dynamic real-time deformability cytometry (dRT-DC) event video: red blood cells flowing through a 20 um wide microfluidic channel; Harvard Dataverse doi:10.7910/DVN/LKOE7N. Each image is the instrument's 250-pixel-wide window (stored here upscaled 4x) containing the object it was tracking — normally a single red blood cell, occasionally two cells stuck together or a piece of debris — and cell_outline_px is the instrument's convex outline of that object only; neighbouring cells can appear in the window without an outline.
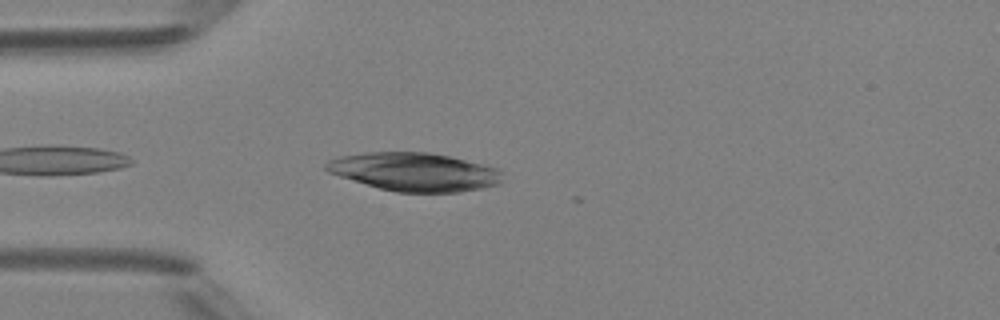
{"species": "Egyptian fruit bat (a non-hibernating species)", "species_latin": "Rousettus aegyptiacus", "temperature_condition": "room temperature", "stored_images_in_passage": 5, "camera_frame_rate_fps": 3000, "um_per_image_px": 0.085, "animal": {"sex": "female"}, "frame": {"image": 1, "passage_image": 2, "time_ms": 0.333, "image_size_px": [1000, 320], "cell_outline_px": [[504, 172], [500, 184], [484, 188], [460, 192], [396, 192], [380, 188], [340, 176], [328, 172], [324, 168], [324, 164], [328, 160], [340, 156], [364, 152], [432, 152], [500, 168]], "centroid_in_image_um": [35.27, 14.6], "position_along_channel_um": 49.7, "area_um2": 39.65}}